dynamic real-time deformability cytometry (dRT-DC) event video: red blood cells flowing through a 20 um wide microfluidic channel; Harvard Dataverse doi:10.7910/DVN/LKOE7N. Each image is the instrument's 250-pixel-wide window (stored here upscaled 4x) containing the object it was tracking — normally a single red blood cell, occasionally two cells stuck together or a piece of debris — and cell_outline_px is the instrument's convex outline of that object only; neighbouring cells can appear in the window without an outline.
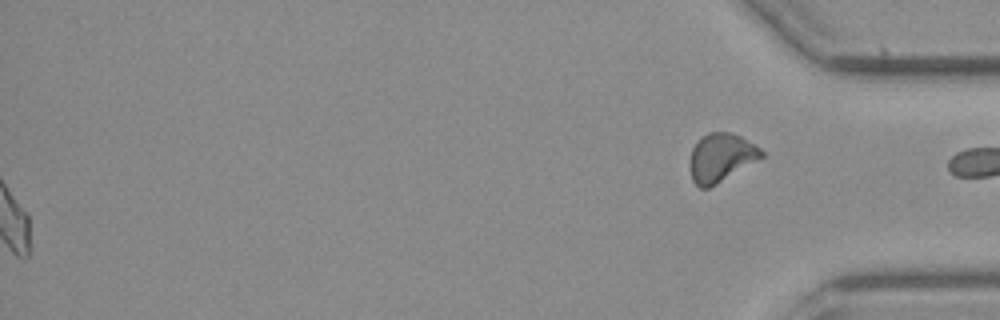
{"species": "common noctule bat (a hibernating species)", "species_latin": "Nyctalus noctula", "temperature_condition": "cold", "stored_images_in_passage": 54, "segment_of_instrument_passage": [2, 2], "camera_frame_rate_fps": 3000, "um_per_image_px": 0.085, "animal": {"sex": "female", "body_mass_g": 21.9}, "frame": {"image": 1, "passage_image": 54, "time_ms": 17.667, "image_size_px": [1000, 320], "cell_outline_px": [[764, 156], [716, 184], [708, 188], [700, 188], [692, 180], [688, 164], [692, 148], [708, 132], [728, 132], [740, 136], [756, 144], [764, 152]], "centroid_in_image_um": [61.27, 13.39], "position_along_channel_um": 373.9, "area_um2": 20.06}}